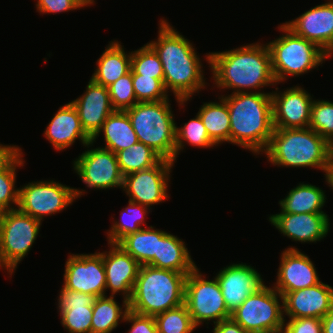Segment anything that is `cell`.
I'll return each mask as SVG.
<instances>
[{"instance_id":"6da1fadb","label":"cell","mask_w":333,"mask_h":333,"mask_svg":"<svg viewBox=\"0 0 333 333\" xmlns=\"http://www.w3.org/2000/svg\"><path fill=\"white\" fill-rule=\"evenodd\" d=\"M156 40L147 42L158 54L163 66L165 90L176 98L178 107H185L193 95L205 89L207 78L194 44L185 38L164 17L158 21Z\"/></svg>"},{"instance_id":"7a4b0ae2","label":"cell","mask_w":333,"mask_h":333,"mask_svg":"<svg viewBox=\"0 0 333 333\" xmlns=\"http://www.w3.org/2000/svg\"><path fill=\"white\" fill-rule=\"evenodd\" d=\"M204 58L203 61L206 60L212 73L210 78L214 80L213 87L219 88L220 92L268 93L261 89L277 85L270 51L265 43L258 41L222 52H209Z\"/></svg>"},{"instance_id":"3957f363","label":"cell","mask_w":333,"mask_h":333,"mask_svg":"<svg viewBox=\"0 0 333 333\" xmlns=\"http://www.w3.org/2000/svg\"><path fill=\"white\" fill-rule=\"evenodd\" d=\"M230 114V144L262 155L274 131L271 93L220 95Z\"/></svg>"},{"instance_id":"277c9868","label":"cell","mask_w":333,"mask_h":333,"mask_svg":"<svg viewBox=\"0 0 333 333\" xmlns=\"http://www.w3.org/2000/svg\"><path fill=\"white\" fill-rule=\"evenodd\" d=\"M267 161L286 168L323 170L333 161V146L317 132L306 128H274L266 151Z\"/></svg>"},{"instance_id":"5b68a950","label":"cell","mask_w":333,"mask_h":333,"mask_svg":"<svg viewBox=\"0 0 333 333\" xmlns=\"http://www.w3.org/2000/svg\"><path fill=\"white\" fill-rule=\"evenodd\" d=\"M189 273L141 265L128 300L129 310L156 316L184 304L185 281Z\"/></svg>"},{"instance_id":"8992f818","label":"cell","mask_w":333,"mask_h":333,"mask_svg":"<svg viewBox=\"0 0 333 333\" xmlns=\"http://www.w3.org/2000/svg\"><path fill=\"white\" fill-rule=\"evenodd\" d=\"M169 100L138 102L125 111L139 142L175 163L177 122Z\"/></svg>"},{"instance_id":"52a82bcc","label":"cell","mask_w":333,"mask_h":333,"mask_svg":"<svg viewBox=\"0 0 333 333\" xmlns=\"http://www.w3.org/2000/svg\"><path fill=\"white\" fill-rule=\"evenodd\" d=\"M277 27L282 35L266 42L277 85L287 81L289 76L299 77L323 66L322 64L326 61L324 51L316 44L296 35L284 23Z\"/></svg>"},{"instance_id":"ba28073f","label":"cell","mask_w":333,"mask_h":333,"mask_svg":"<svg viewBox=\"0 0 333 333\" xmlns=\"http://www.w3.org/2000/svg\"><path fill=\"white\" fill-rule=\"evenodd\" d=\"M42 222L18 208L1 212L0 263L11 277L18 264L28 256L40 234Z\"/></svg>"},{"instance_id":"9c48e42d","label":"cell","mask_w":333,"mask_h":333,"mask_svg":"<svg viewBox=\"0 0 333 333\" xmlns=\"http://www.w3.org/2000/svg\"><path fill=\"white\" fill-rule=\"evenodd\" d=\"M85 193L86 190L73 188L52 179L32 181L19 187L17 208L43 222L47 216L63 212Z\"/></svg>"},{"instance_id":"30bf717a","label":"cell","mask_w":333,"mask_h":333,"mask_svg":"<svg viewBox=\"0 0 333 333\" xmlns=\"http://www.w3.org/2000/svg\"><path fill=\"white\" fill-rule=\"evenodd\" d=\"M184 304L197 328L231 318L217 279H206L198 267L186 277Z\"/></svg>"},{"instance_id":"8fae6325","label":"cell","mask_w":333,"mask_h":333,"mask_svg":"<svg viewBox=\"0 0 333 333\" xmlns=\"http://www.w3.org/2000/svg\"><path fill=\"white\" fill-rule=\"evenodd\" d=\"M231 318L248 333H265L281 329L286 319L283 296L265 284L234 310Z\"/></svg>"},{"instance_id":"7c38bea8","label":"cell","mask_w":333,"mask_h":333,"mask_svg":"<svg viewBox=\"0 0 333 333\" xmlns=\"http://www.w3.org/2000/svg\"><path fill=\"white\" fill-rule=\"evenodd\" d=\"M92 146H94L93 141L89 142L85 146L87 149L73 160L72 167L75 173L90 189H122L124 176L116 154L100 146L96 148Z\"/></svg>"},{"instance_id":"4fadbf2b","label":"cell","mask_w":333,"mask_h":333,"mask_svg":"<svg viewBox=\"0 0 333 333\" xmlns=\"http://www.w3.org/2000/svg\"><path fill=\"white\" fill-rule=\"evenodd\" d=\"M174 165L173 161L162 159L152 168L124 176L122 190L129 197L128 200L149 208L168 200L170 174Z\"/></svg>"},{"instance_id":"5bb4252c","label":"cell","mask_w":333,"mask_h":333,"mask_svg":"<svg viewBox=\"0 0 333 333\" xmlns=\"http://www.w3.org/2000/svg\"><path fill=\"white\" fill-rule=\"evenodd\" d=\"M69 254L64 266L62 287L96 297L106 296L103 252Z\"/></svg>"},{"instance_id":"9a60e30c","label":"cell","mask_w":333,"mask_h":333,"mask_svg":"<svg viewBox=\"0 0 333 333\" xmlns=\"http://www.w3.org/2000/svg\"><path fill=\"white\" fill-rule=\"evenodd\" d=\"M283 91V92H282ZM279 91L272 90L274 128L295 129L309 126L313 97L304 87L293 86Z\"/></svg>"},{"instance_id":"2e32d148","label":"cell","mask_w":333,"mask_h":333,"mask_svg":"<svg viewBox=\"0 0 333 333\" xmlns=\"http://www.w3.org/2000/svg\"><path fill=\"white\" fill-rule=\"evenodd\" d=\"M262 276L254 266L247 263H231L214 276L230 313L236 310L250 295L265 285Z\"/></svg>"},{"instance_id":"e0dca14e","label":"cell","mask_w":333,"mask_h":333,"mask_svg":"<svg viewBox=\"0 0 333 333\" xmlns=\"http://www.w3.org/2000/svg\"><path fill=\"white\" fill-rule=\"evenodd\" d=\"M281 252L276 282L272 284L281 295L312 287L321 282L316 265L307 254L294 246H289Z\"/></svg>"},{"instance_id":"ac0fdd59","label":"cell","mask_w":333,"mask_h":333,"mask_svg":"<svg viewBox=\"0 0 333 333\" xmlns=\"http://www.w3.org/2000/svg\"><path fill=\"white\" fill-rule=\"evenodd\" d=\"M330 217L326 213H277L268 221L283 236L295 242L317 243L330 232Z\"/></svg>"},{"instance_id":"d6986e66","label":"cell","mask_w":333,"mask_h":333,"mask_svg":"<svg viewBox=\"0 0 333 333\" xmlns=\"http://www.w3.org/2000/svg\"><path fill=\"white\" fill-rule=\"evenodd\" d=\"M108 247L109 251H103L106 291L129 300L141 265L119 245L108 243Z\"/></svg>"},{"instance_id":"ffe728a7","label":"cell","mask_w":333,"mask_h":333,"mask_svg":"<svg viewBox=\"0 0 333 333\" xmlns=\"http://www.w3.org/2000/svg\"><path fill=\"white\" fill-rule=\"evenodd\" d=\"M284 318L322 319L333 307V287L324 282L283 295Z\"/></svg>"},{"instance_id":"44dd1931","label":"cell","mask_w":333,"mask_h":333,"mask_svg":"<svg viewBox=\"0 0 333 333\" xmlns=\"http://www.w3.org/2000/svg\"><path fill=\"white\" fill-rule=\"evenodd\" d=\"M325 2L284 23L296 35L316 44L324 52L333 41V0Z\"/></svg>"},{"instance_id":"7402d4cb","label":"cell","mask_w":333,"mask_h":333,"mask_svg":"<svg viewBox=\"0 0 333 333\" xmlns=\"http://www.w3.org/2000/svg\"><path fill=\"white\" fill-rule=\"evenodd\" d=\"M85 89L82 95L70 102L78 112L84 131L93 139L114 109L107 87L90 78Z\"/></svg>"},{"instance_id":"603a6c76","label":"cell","mask_w":333,"mask_h":333,"mask_svg":"<svg viewBox=\"0 0 333 333\" xmlns=\"http://www.w3.org/2000/svg\"><path fill=\"white\" fill-rule=\"evenodd\" d=\"M57 297V309L64 330L68 333H91L93 305L97 297L62 286Z\"/></svg>"},{"instance_id":"cb8c5ba5","label":"cell","mask_w":333,"mask_h":333,"mask_svg":"<svg viewBox=\"0 0 333 333\" xmlns=\"http://www.w3.org/2000/svg\"><path fill=\"white\" fill-rule=\"evenodd\" d=\"M43 135L57 151L69 149L76 140H79L84 147L92 141L84 131L78 112L71 102L59 107Z\"/></svg>"},{"instance_id":"d4e9b609","label":"cell","mask_w":333,"mask_h":333,"mask_svg":"<svg viewBox=\"0 0 333 333\" xmlns=\"http://www.w3.org/2000/svg\"><path fill=\"white\" fill-rule=\"evenodd\" d=\"M183 239L166 232L158 239L157 255L150 266L180 273H190L197 266Z\"/></svg>"},{"instance_id":"484cf974","label":"cell","mask_w":333,"mask_h":333,"mask_svg":"<svg viewBox=\"0 0 333 333\" xmlns=\"http://www.w3.org/2000/svg\"><path fill=\"white\" fill-rule=\"evenodd\" d=\"M121 44L118 40H111L106 45L90 77L94 82L108 87L131 70V52H125Z\"/></svg>"},{"instance_id":"4316f807","label":"cell","mask_w":333,"mask_h":333,"mask_svg":"<svg viewBox=\"0 0 333 333\" xmlns=\"http://www.w3.org/2000/svg\"><path fill=\"white\" fill-rule=\"evenodd\" d=\"M102 134L105 146L100 147L111 150L114 154L139 142L126 111L114 110L92 141L95 143Z\"/></svg>"},{"instance_id":"83f0119b","label":"cell","mask_w":333,"mask_h":333,"mask_svg":"<svg viewBox=\"0 0 333 333\" xmlns=\"http://www.w3.org/2000/svg\"><path fill=\"white\" fill-rule=\"evenodd\" d=\"M284 199H281L280 213H326L323 211L327 195L325 190L309 183L300 182L296 187L287 192Z\"/></svg>"},{"instance_id":"f1b7e54d","label":"cell","mask_w":333,"mask_h":333,"mask_svg":"<svg viewBox=\"0 0 333 333\" xmlns=\"http://www.w3.org/2000/svg\"><path fill=\"white\" fill-rule=\"evenodd\" d=\"M165 233L166 231L155 229L152 225L145 226V228L122 238L117 245L130 254L140 265H150L154 261V255H157L158 239Z\"/></svg>"},{"instance_id":"f546056e","label":"cell","mask_w":333,"mask_h":333,"mask_svg":"<svg viewBox=\"0 0 333 333\" xmlns=\"http://www.w3.org/2000/svg\"><path fill=\"white\" fill-rule=\"evenodd\" d=\"M115 297L106 295L96 298L93 305L91 333H111L124 321L129 311L128 300L123 298L120 305Z\"/></svg>"},{"instance_id":"4dcf8cb0","label":"cell","mask_w":333,"mask_h":333,"mask_svg":"<svg viewBox=\"0 0 333 333\" xmlns=\"http://www.w3.org/2000/svg\"><path fill=\"white\" fill-rule=\"evenodd\" d=\"M218 101L203 102L197 112L210 139L217 146L223 143H230V114L228 106L219 95Z\"/></svg>"},{"instance_id":"1f68e13d","label":"cell","mask_w":333,"mask_h":333,"mask_svg":"<svg viewBox=\"0 0 333 333\" xmlns=\"http://www.w3.org/2000/svg\"><path fill=\"white\" fill-rule=\"evenodd\" d=\"M152 208L145 205L128 200V206L120 212V219L116 220L112 217L110 229L106 232L108 243L117 244L122 238L128 234L139 231L145 224V216L152 212Z\"/></svg>"},{"instance_id":"d6a6232c","label":"cell","mask_w":333,"mask_h":333,"mask_svg":"<svg viewBox=\"0 0 333 333\" xmlns=\"http://www.w3.org/2000/svg\"><path fill=\"white\" fill-rule=\"evenodd\" d=\"M116 156L123 176L152 168L163 159L151 147L141 142L117 152Z\"/></svg>"},{"instance_id":"836d02e7","label":"cell","mask_w":333,"mask_h":333,"mask_svg":"<svg viewBox=\"0 0 333 333\" xmlns=\"http://www.w3.org/2000/svg\"><path fill=\"white\" fill-rule=\"evenodd\" d=\"M176 151H175V163L178 155L183 151L186 144L198 148H212L217 146L209 137L203 122L198 115L188 122L184 123L183 126L179 127L176 124Z\"/></svg>"},{"instance_id":"e575fe53","label":"cell","mask_w":333,"mask_h":333,"mask_svg":"<svg viewBox=\"0 0 333 333\" xmlns=\"http://www.w3.org/2000/svg\"><path fill=\"white\" fill-rule=\"evenodd\" d=\"M24 163L23 151H21L0 171V212L9 211L18 207L19 188L15 185L17 183V168H23V166H25Z\"/></svg>"},{"instance_id":"d590c367","label":"cell","mask_w":333,"mask_h":333,"mask_svg":"<svg viewBox=\"0 0 333 333\" xmlns=\"http://www.w3.org/2000/svg\"><path fill=\"white\" fill-rule=\"evenodd\" d=\"M158 333H192L196 330L185 304L154 316Z\"/></svg>"},{"instance_id":"8d00e7d4","label":"cell","mask_w":333,"mask_h":333,"mask_svg":"<svg viewBox=\"0 0 333 333\" xmlns=\"http://www.w3.org/2000/svg\"><path fill=\"white\" fill-rule=\"evenodd\" d=\"M132 74H140L159 79L163 83V66L158 54L148 44H144L137 50L131 51Z\"/></svg>"},{"instance_id":"74e56055","label":"cell","mask_w":333,"mask_h":333,"mask_svg":"<svg viewBox=\"0 0 333 333\" xmlns=\"http://www.w3.org/2000/svg\"><path fill=\"white\" fill-rule=\"evenodd\" d=\"M310 129L317 132L333 146V102L314 99L311 106Z\"/></svg>"},{"instance_id":"f35d334b","label":"cell","mask_w":333,"mask_h":333,"mask_svg":"<svg viewBox=\"0 0 333 333\" xmlns=\"http://www.w3.org/2000/svg\"><path fill=\"white\" fill-rule=\"evenodd\" d=\"M107 88L114 110L125 111L138 103L134 93L131 70Z\"/></svg>"},{"instance_id":"ab89813d","label":"cell","mask_w":333,"mask_h":333,"mask_svg":"<svg viewBox=\"0 0 333 333\" xmlns=\"http://www.w3.org/2000/svg\"><path fill=\"white\" fill-rule=\"evenodd\" d=\"M137 102H156L170 99L164 84L159 80L140 74H132Z\"/></svg>"},{"instance_id":"60d3db41","label":"cell","mask_w":333,"mask_h":333,"mask_svg":"<svg viewBox=\"0 0 333 333\" xmlns=\"http://www.w3.org/2000/svg\"><path fill=\"white\" fill-rule=\"evenodd\" d=\"M91 6L86 0H37L35 5L39 14H56L80 10Z\"/></svg>"},{"instance_id":"b9f144b4","label":"cell","mask_w":333,"mask_h":333,"mask_svg":"<svg viewBox=\"0 0 333 333\" xmlns=\"http://www.w3.org/2000/svg\"><path fill=\"white\" fill-rule=\"evenodd\" d=\"M284 329L287 333H322V323L318 318H289L285 319Z\"/></svg>"},{"instance_id":"7bdbcfd3","label":"cell","mask_w":333,"mask_h":333,"mask_svg":"<svg viewBox=\"0 0 333 333\" xmlns=\"http://www.w3.org/2000/svg\"><path fill=\"white\" fill-rule=\"evenodd\" d=\"M124 322L131 323L127 333H158L154 316H145L128 311Z\"/></svg>"},{"instance_id":"ee69618b","label":"cell","mask_w":333,"mask_h":333,"mask_svg":"<svg viewBox=\"0 0 333 333\" xmlns=\"http://www.w3.org/2000/svg\"><path fill=\"white\" fill-rule=\"evenodd\" d=\"M18 145H4L0 143V171L4 169L20 152Z\"/></svg>"},{"instance_id":"f6af8a7d","label":"cell","mask_w":333,"mask_h":333,"mask_svg":"<svg viewBox=\"0 0 333 333\" xmlns=\"http://www.w3.org/2000/svg\"><path fill=\"white\" fill-rule=\"evenodd\" d=\"M212 333H248L232 318L222 320L214 324Z\"/></svg>"},{"instance_id":"bcb514c9","label":"cell","mask_w":333,"mask_h":333,"mask_svg":"<svg viewBox=\"0 0 333 333\" xmlns=\"http://www.w3.org/2000/svg\"><path fill=\"white\" fill-rule=\"evenodd\" d=\"M321 323H322V333H333V307L321 319Z\"/></svg>"},{"instance_id":"7dc6e473","label":"cell","mask_w":333,"mask_h":333,"mask_svg":"<svg viewBox=\"0 0 333 333\" xmlns=\"http://www.w3.org/2000/svg\"><path fill=\"white\" fill-rule=\"evenodd\" d=\"M323 173H325V184L333 190V161L323 170Z\"/></svg>"},{"instance_id":"c3c4849f","label":"cell","mask_w":333,"mask_h":333,"mask_svg":"<svg viewBox=\"0 0 333 333\" xmlns=\"http://www.w3.org/2000/svg\"><path fill=\"white\" fill-rule=\"evenodd\" d=\"M325 60H328L333 57V41L329 48L324 52Z\"/></svg>"},{"instance_id":"681fc988","label":"cell","mask_w":333,"mask_h":333,"mask_svg":"<svg viewBox=\"0 0 333 333\" xmlns=\"http://www.w3.org/2000/svg\"><path fill=\"white\" fill-rule=\"evenodd\" d=\"M265 333H287V331L283 327L281 329H278V330H275V331H268V332H265Z\"/></svg>"},{"instance_id":"f907efd6","label":"cell","mask_w":333,"mask_h":333,"mask_svg":"<svg viewBox=\"0 0 333 333\" xmlns=\"http://www.w3.org/2000/svg\"><path fill=\"white\" fill-rule=\"evenodd\" d=\"M90 5H94L96 2L95 0H86Z\"/></svg>"}]
</instances>
